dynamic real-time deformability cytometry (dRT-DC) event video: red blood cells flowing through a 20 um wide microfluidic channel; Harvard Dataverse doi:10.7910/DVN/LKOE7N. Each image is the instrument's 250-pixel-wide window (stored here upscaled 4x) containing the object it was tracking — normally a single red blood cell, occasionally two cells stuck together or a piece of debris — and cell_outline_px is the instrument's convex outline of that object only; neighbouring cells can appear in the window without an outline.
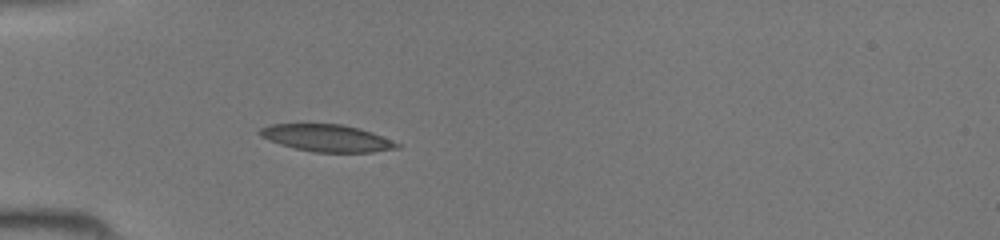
{"species": "common noctule bat (a hibernating species)", "species_latin": "Nyctalus noctula", "temperature_condition": "room temperature", "stored_images_in_passage": 29, "camera_frame_rate_fps": 3000, "um_per_image_px": 0.085, "animal": {"sex": "female", "body_mass_g": 19.5, "forearm_length_mm": 54.1}, "frame": {"image": 1, "passage_image": 1, "time_ms": 0.0, "image_size_px": [1000, 240], "cell_outline_px": [[400, 148], [372, 152], [312, 152], [280, 144], [268, 140], [260, 136], [256, 132], [260, 128], [268, 124], [340, 124], [360, 128], [372, 132], [400, 144]], "centroid_in_image_um": [27.75, 11.73], "position_along_channel_um": 57.2, "area_um2": 21.68}}
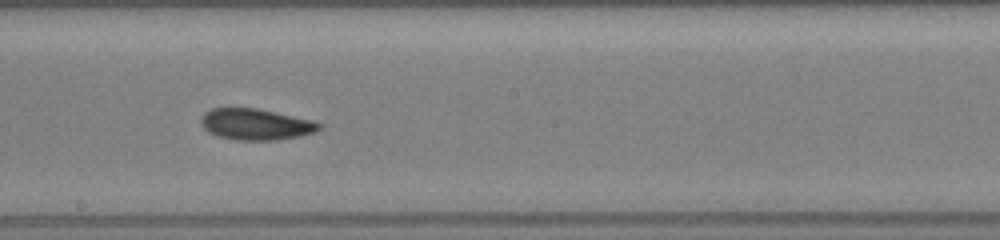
{"frame": {"image": 2, "passage_image": 13, "time_ms": 4.0, "image_size_px": [1000, 240], "cell_outline_px": [[324, 124], [316, 132], [300, 136], [276, 140], [236, 140], [216, 136], [208, 132], [200, 124], [200, 116], [204, 112], [212, 108], [256, 108], [312, 120]], "centroid_in_image_um": [21.71, 10.57], "position_along_channel_um": 226.5, "area_um2": 21.68}}
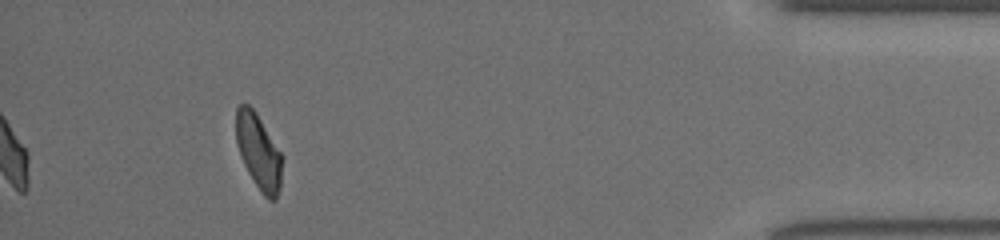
{"frame": {"image": 3, "passage_image": 29, "time_ms": 9.333, "image_size_px": [1000, 240], "cell_outline_px": [[284, 156], [280, 184], [276, 200], [268, 200], [260, 192], [248, 172], [240, 156], [236, 144], [236, 108], [240, 104], [248, 104], [256, 112]], "centroid_in_image_um": [21.99, 12.9], "position_along_channel_um": 413.2, "area_um2": 20.52}}